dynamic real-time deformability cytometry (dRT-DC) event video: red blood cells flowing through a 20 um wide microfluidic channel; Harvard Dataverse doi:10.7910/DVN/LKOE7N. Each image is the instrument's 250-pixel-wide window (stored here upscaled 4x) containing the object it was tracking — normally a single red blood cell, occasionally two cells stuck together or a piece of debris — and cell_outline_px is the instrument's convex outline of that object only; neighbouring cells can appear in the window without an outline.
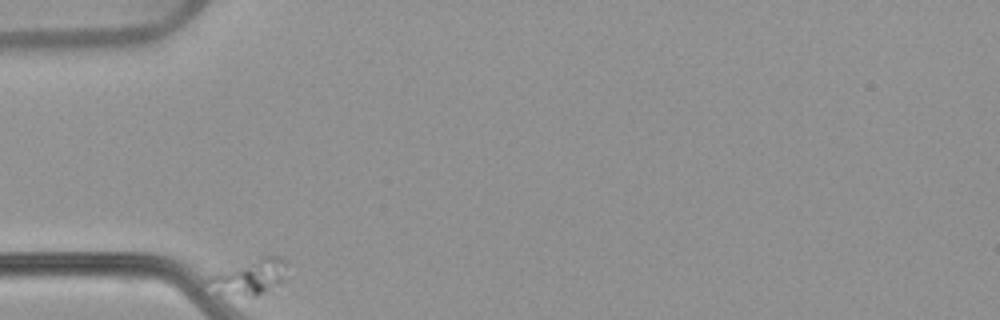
{"species": "common noctule bat (a hibernating species)", "species_latin": "Nyctalus noctula", "temperature_condition": "warm", "stored_images_in_passage": 42, "camera_frame_rate_fps": 3000, "um_per_image_px": 0.085, "animal": {"sex": "female", "body_mass_g": 22.7, "forearm_length_mm": 54.2}, "frame": {"image": 1, "passage_image": 1, "time_ms": 0.0, "image_size_px": [1000, 320], "cell_outline_px": [[288, 260], [280, 284], [256, 296], [252, 296], [208, 280], [208, 276], [216, 272], [268, 252], [280, 256]], "centroid_in_image_um": [21.49, 23.34], "position_along_channel_um": 63.5, "area_um2": 14.91}}
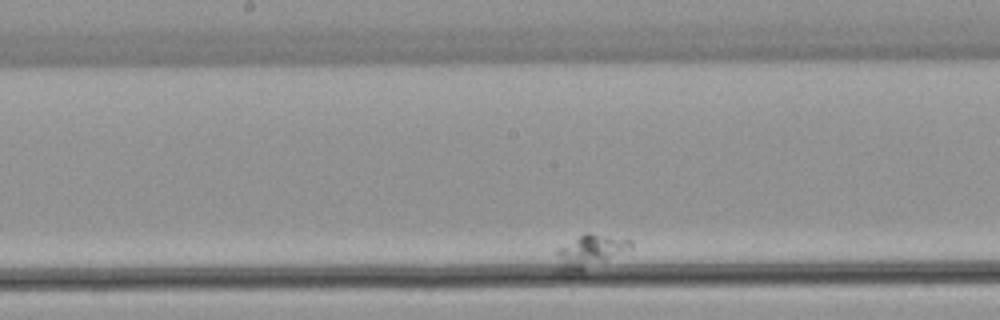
{"frame": {"image": 2, "passage_image": 21, "time_ms": 6.667, "image_size_px": [1000, 320], "cell_outline_px": [[632, 248], [580, 272], [552, 272], [556, 248], [588, 232], [632, 240]], "centroid_in_image_um": [49.99, 21.42], "position_along_channel_um": 198.2, "area_um2": 14.68}}
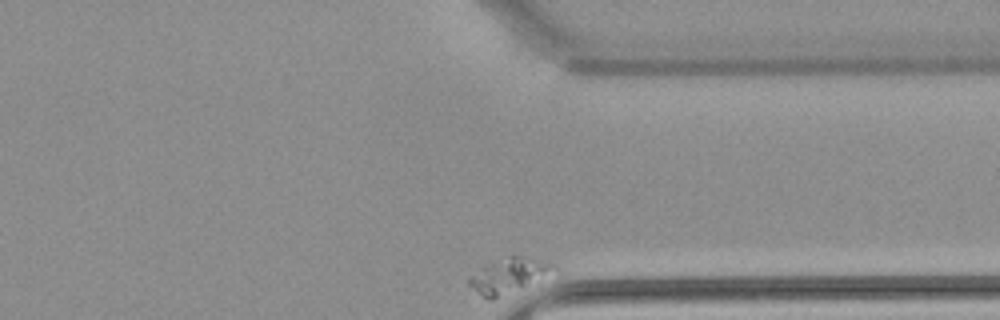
{"frame": {"image": 3, "passage_image": 42, "time_ms": 13.667, "image_size_px": [1000, 320], "cell_outline_px": [[556, 268], [524, 288], [492, 300], [488, 300], [468, 284], [468, 276], [484, 264], [512, 256], [516, 256], [552, 264]], "centroid_in_image_um": [43.11, 23.47], "position_along_channel_um": 368.3, "area_um2": 16.59}}